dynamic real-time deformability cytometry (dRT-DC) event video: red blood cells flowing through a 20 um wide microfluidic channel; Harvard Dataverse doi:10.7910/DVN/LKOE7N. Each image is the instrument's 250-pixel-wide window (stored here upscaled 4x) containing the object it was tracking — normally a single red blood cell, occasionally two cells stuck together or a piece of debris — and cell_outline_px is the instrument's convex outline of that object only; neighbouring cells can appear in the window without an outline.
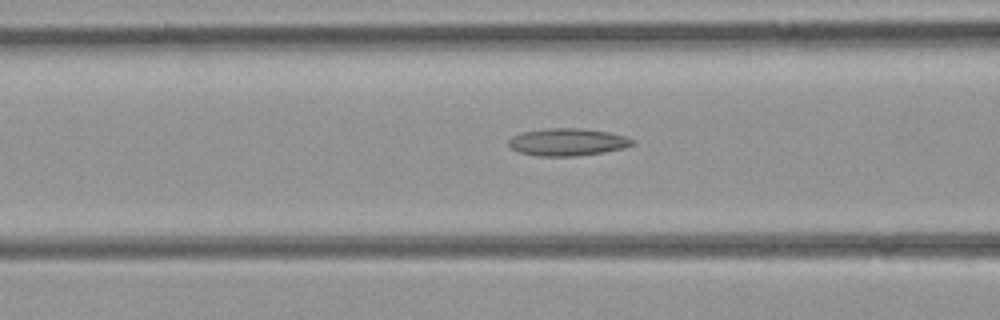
{"species": "common noctule bat (a hibernating species)", "species_latin": "Nyctalus noctula", "temperature_condition": "room temperature", "stored_images_in_passage": 26, "camera_frame_rate_fps": 3000, "um_per_image_px": 0.085, "animal": {"sex": "female", "body_mass_g": 21.9}, "frame": {"image": 1, "passage_image": 6, "time_ms": 1.667, "image_size_px": [1000, 320], "cell_outline_px": [[636, 144], [624, 148], [604, 152], [576, 156], [536, 156], [520, 152], [508, 148], [508, 140], [512, 136], [524, 132], [544, 128], [576, 128], [608, 132], [624, 136], [636, 140]], "centroid_in_image_um": [48.23, 12.08], "position_along_channel_um": 118.4, "area_um2": 19.88}}
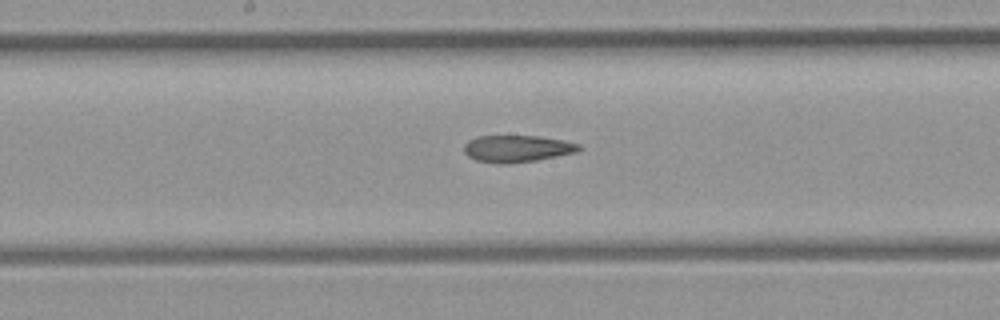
{"frame": {"image": 2, "passage_image": 12, "time_ms": 3.667, "image_size_px": [1000, 320], "cell_outline_px": [[580, 148], [576, 152], [536, 160], [504, 164], [500, 164], [476, 160], [468, 156], [464, 152], [464, 144], [468, 140], [476, 136], [536, 136], [564, 140], [580, 144]], "centroid_in_image_um": [43.91, 12.63], "position_along_channel_um": 204.3, "area_um2": 17.92}}
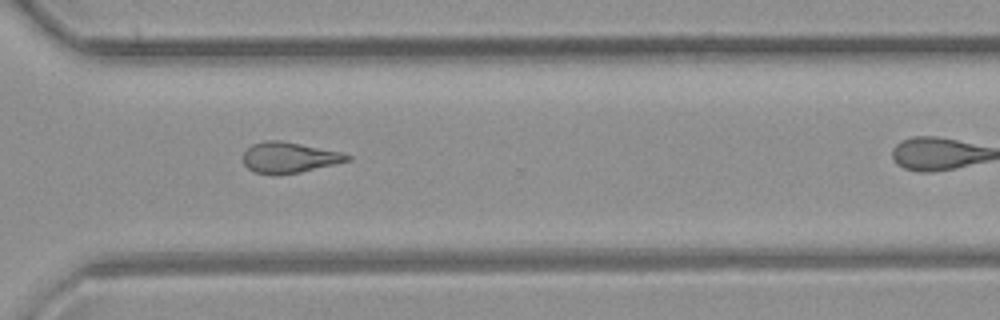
{"frame": {"image": 3, "passage_image": 22, "time_ms": 7.0, "image_size_px": [1000, 320], "cell_outline_px": [[352, 160], [300, 172], [276, 176], [256, 172], [248, 168], [244, 164], [244, 152], [252, 144], [264, 140], [280, 140], [344, 152], [352, 156]], "centroid_in_image_um": [24.61, 13.39], "position_along_channel_um": 346.0, "area_um2": 18.84}}